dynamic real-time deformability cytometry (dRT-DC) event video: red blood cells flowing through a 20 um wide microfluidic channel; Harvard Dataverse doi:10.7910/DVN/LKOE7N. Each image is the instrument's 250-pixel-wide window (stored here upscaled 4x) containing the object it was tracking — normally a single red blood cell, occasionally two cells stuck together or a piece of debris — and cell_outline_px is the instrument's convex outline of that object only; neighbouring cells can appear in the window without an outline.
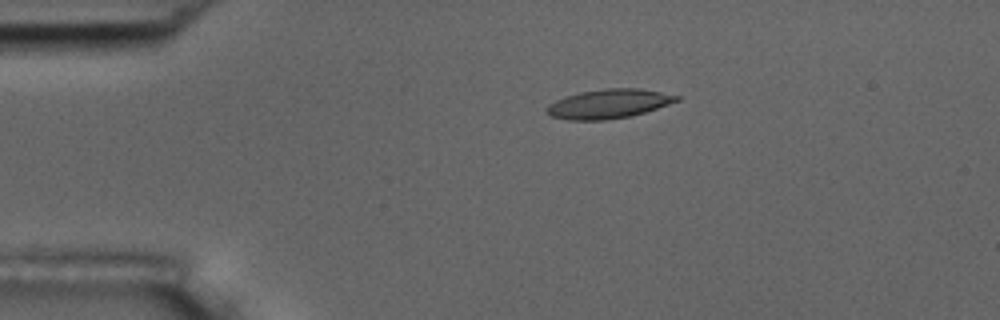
{"species": "common noctule bat (a hibernating species)", "species_latin": "Nyctalus noctula", "temperature_condition": "room temperature", "stored_images_in_passage": 10, "camera_frame_rate_fps": 3000, "um_per_image_px": 0.085, "animal": {"sex": "male", "body_mass_g": 17.5, "forearm_length_mm": 52.3}, "frame": {"image": 1, "passage_image": 4, "time_ms": 3.333, "image_size_px": [1000, 320], "cell_outline_px": [[680, 100], [644, 112], [628, 116], [604, 120], [568, 120], [552, 116], [544, 108], [548, 104], [564, 96], [580, 92], [604, 88], [636, 88], [660, 92], [680, 96]], "centroid_in_image_um": [51.69, 8.81], "position_along_channel_um": 33.3, "area_um2": 21.91}}
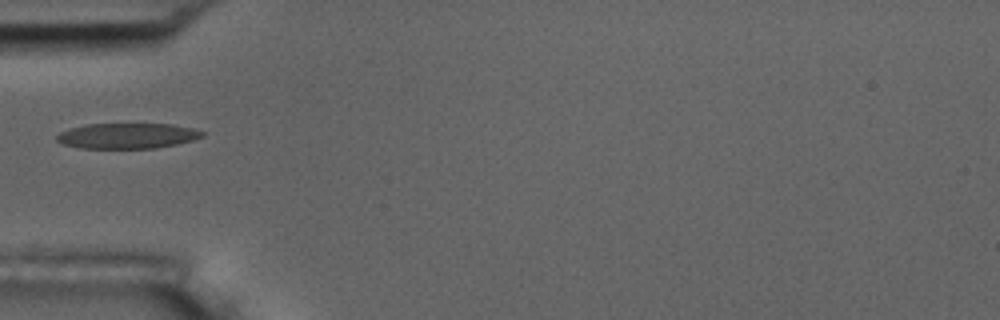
{"frame": {"image": 2, "passage_image": 5, "time_ms": 5.667, "image_size_px": [1000, 320], "cell_outline_px": [[204, 136], [192, 140], [176, 144], [156, 148], [80, 148], [60, 144], [56, 140], [56, 136], [60, 132], [68, 128], [88, 124], [172, 124], [192, 128], [204, 132]], "centroid_in_image_um": [10.78, 11.54], "position_along_channel_um": 74.2, "area_um2": 21.62}}
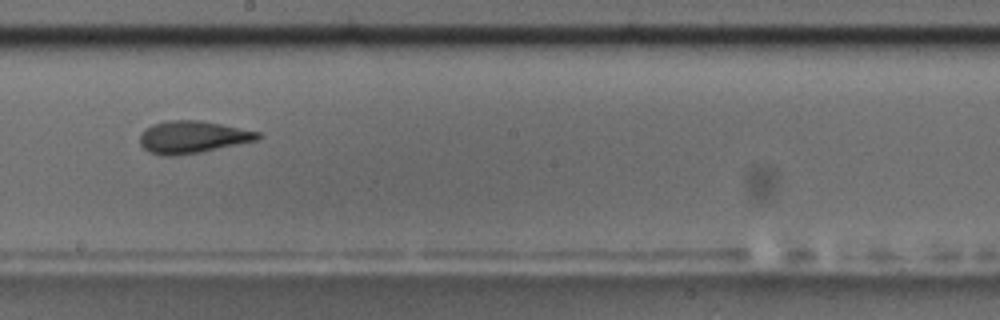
{"frame": {"image": 3, "passage_image": 9, "time_ms": 10.0, "image_size_px": [1000, 320], "cell_outline_px": [[260, 136], [256, 140], [200, 152], [176, 156], [164, 156], [148, 152], [140, 144], [140, 136], [144, 128], [152, 124], [168, 120], [200, 120], [260, 132]], "centroid_in_image_um": [16.3, 11.65], "position_along_channel_um": 231.9, "area_um2": 22.08}}